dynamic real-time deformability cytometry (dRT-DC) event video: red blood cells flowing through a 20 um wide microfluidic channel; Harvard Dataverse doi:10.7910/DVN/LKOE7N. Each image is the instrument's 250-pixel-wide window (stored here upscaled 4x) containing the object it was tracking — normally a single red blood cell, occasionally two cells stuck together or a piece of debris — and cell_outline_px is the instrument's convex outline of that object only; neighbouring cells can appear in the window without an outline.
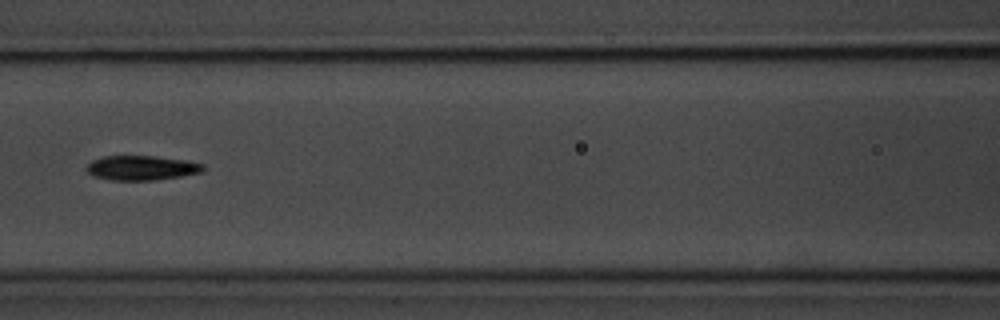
{"species": "common noctule bat (a hibernating species)", "species_latin": "Nyctalus noctula", "temperature_condition": "room temperature", "stored_images_in_passage": 9, "camera_frame_rate_fps": 3000, "um_per_image_px": 0.085, "animal": {"sex": "male", "body_mass_g": 20.1, "forearm_length_mm": 53.5}, "frame": {"image": 1, "passage_image": 6, "time_ms": 5.667, "image_size_px": [1000, 320], "cell_outline_px": [[204, 168], [200, 172], [180, 176], [156, 180], [112, 180], [92, 176], [88, 172], [88, 164], [92, 160], [104, 156], [152, 156], [184, 160], [204, 164]], "centroid_in_image_um": [12.01, 14.27], "position_along_channel_um": 154.6, "area_um2": 16.47}}
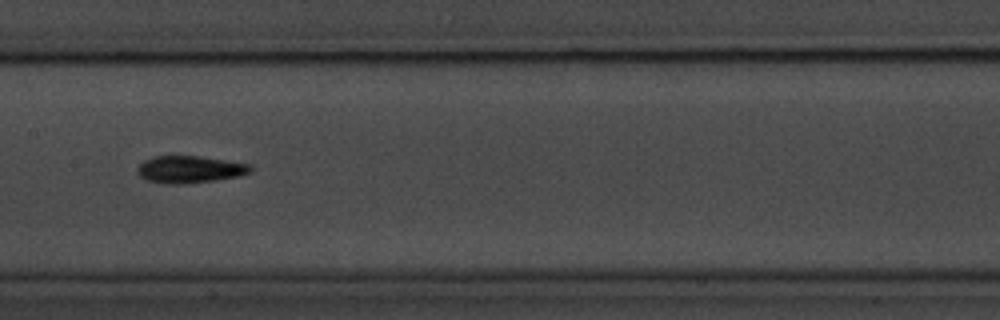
{"frame": {"image": 2, "passage_image": 7, "time_ms": 6.667, "image_size_px": [1000, 320], "cell_outline_px": [[252, 172], [240, 176], [216, 180], [184, 184], [160, 184], [144, 180], [136, 172], [136, 168], [144, 160], [156, 156], [196, 156], [252, 164]], "centroid_in_image_um": [16.1, 14.42], "position_along_channel_um": 191.3, "area_um2": 18.15}}